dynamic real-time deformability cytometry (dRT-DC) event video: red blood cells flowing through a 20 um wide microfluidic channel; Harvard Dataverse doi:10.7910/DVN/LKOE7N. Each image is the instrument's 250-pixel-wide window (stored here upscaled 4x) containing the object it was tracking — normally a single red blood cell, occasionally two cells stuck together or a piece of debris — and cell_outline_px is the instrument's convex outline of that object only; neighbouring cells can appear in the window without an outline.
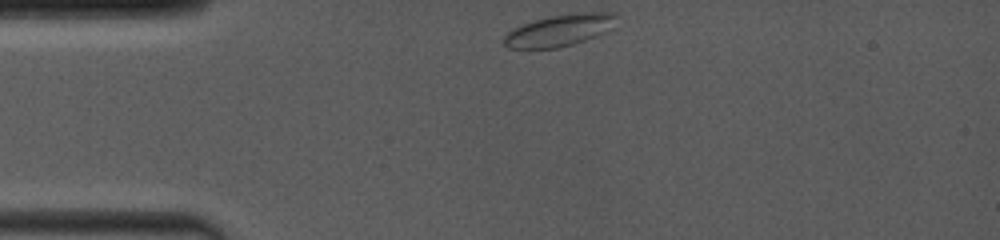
{"species": "common noctule bat (a hibernating species)", "species_latin": "Nyctalus noctula", "temperature_condition": "room temperature", "stored_images_in_passage": 23, "camera_frame_rate_fps": 4000, "um_per_image_px": 0.085, "animal": {"sex": "female", "body_mass_g": 19.0, "forearm_length_mm": 53.3}, "frame": {"image": 1, "passage_image": 1, "time_ms": 0.0, "image_size_px": [1000, 240], "cell_outline_px": [[616, 16], [612, 28], [604, 32], [584, 40], [572, 44], [556, 48], [508, 48], [504, 44], [504, 36], [512, 28], [548, 16], [588, 12], [616, 12]], "centroid_in_image_um": [47.55, 2.57], "position_along_channel_um": 37.5, "area_um2": 20.46}}
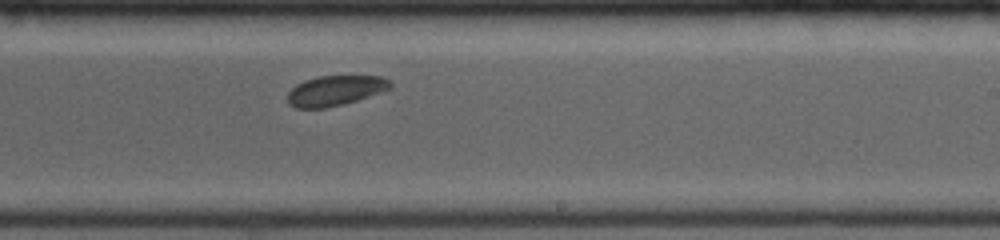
{"frame": {"image": 2, "passage_image": 14, "time_ms": 6.5, "image_size_px": [1000, 240], "cell_outline_px": [[392, 88], [356, 100], [324, 108], [296, 108], [288, 104], [288, 92], [296, 84], [304, 80], [320, 76], [380, 76], [392, 80]], "centroid_in_image_um": [28.49, 7.69], "position_along_channel_um": 260.5, "area_um2": 17.92}}
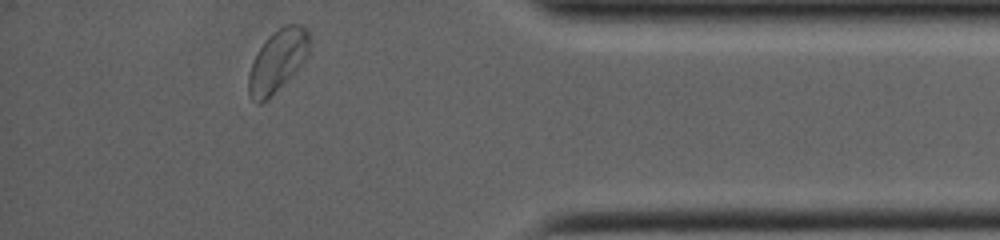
{"frame": {"image": 3, "passage_image": 23, "time_ms": 10.75, "image_size_px": [1000, 240], "cell_outline_px": [[312, 40], [308, 56], [260, 104], [256, 104], [248, 96], [248, 76], [252, 64], [264, 40], [272, 32], [284, 24], [296, 24], [304, 28], [308, 32]], "centroid_in_image_um": [23.59, 5.1], "position_along_channel_um": 411.6, "area_um2": 21.39}, "authors_computed_cell_mechanics": {"area_um2": 19.1318, "velocity_mm_per_s": 3.9566, "shape_relaxation_time_tau1_ms": null, "shape_relaxation_time_tau2_ms": 10.0908, "deformation_change_tau1": null, "deformation_change_tau2": 0.0971}}